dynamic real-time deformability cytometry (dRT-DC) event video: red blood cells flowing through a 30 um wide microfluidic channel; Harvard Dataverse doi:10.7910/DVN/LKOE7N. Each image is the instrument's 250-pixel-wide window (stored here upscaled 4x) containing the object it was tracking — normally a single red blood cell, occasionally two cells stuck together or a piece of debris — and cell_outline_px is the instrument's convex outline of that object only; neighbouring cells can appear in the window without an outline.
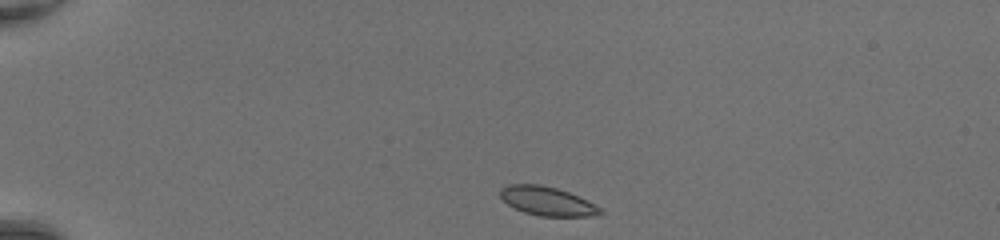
{"species": "common noctule bat (a hibernating species)", "species_latin": "Nyctalus noctula", "temperature_condition": "room temperature", "stored_images_in_passage": 38, "camera_frame_rate_fps": 3000, "um_per_image_px": 0.085, "animal": {"sex": "female", "body_mass_g": 20.0, "forearm_length_mm": 54.0}, "frame": {"image": 1, "passage_image": 1, "time_ms": 0.0, "image_size_px": [1000, 240], "cell_outline_px": [[604, 212], [588, 216], [540, 216], [524, 212], [508, 204], [500, 196], [500, 188], [508, 184], [540, 184], [556, 188], [568, 192], [588, 200], [596, 204]], "centroid_in_image_um": [46.51, 17.08], "position_along_channel_um": 38.5, "area_um2": 16.7}}
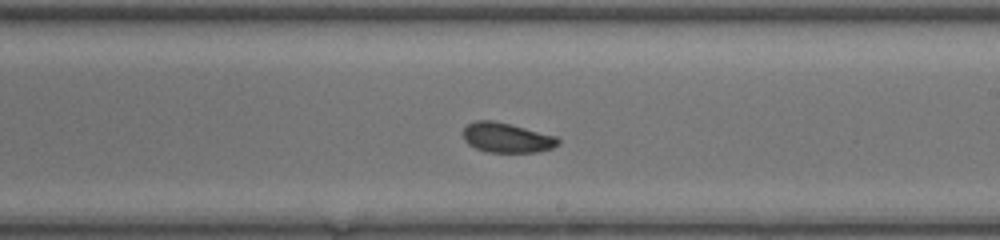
{"frame": {"image": 2, "passage_image": 20, "time_ms": 6.333, "image_size_px": [1000, 240], "cell_outline_px": [[560, 144], [552, 148], [536, 152], [488, 152], [476, 148], [468, 144], [464, 140], [464, 128], [468, 124], [476, 120], [496, 120], [512, 124], [556, 136], [560, 140]], "centroid_in_image_um": [43.09, 11.69], "position_along_channel_um": 245.9, "area_um2": 16.59}}
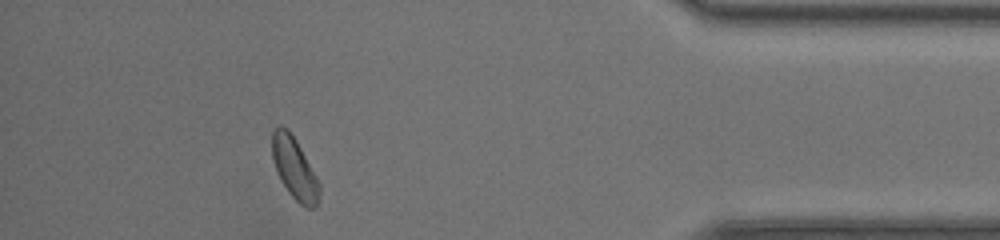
{"frame": {"image": 3, "passage_image": 34, "time_ms": 11.0, "image_size_px": [1000, 240], "cell_outline_px": [[320, 192], [316, 208], [308, 208], [300, 204], [288, 192], [280, 180], [272, 160], [272, 132], [280, 124], [288, 128], [296, 140], [316, 176], [320, 184]], "centroid_in_image_um": [25.02, 14.31], "position_along_channel_um": 410.2, "area_um2": 16.99}, "authors_computed_cell_mechanics": {"area_um2": 16.7909, "velocity_mm_per_s": 4.3142, "shape_relaxation_time_tau1_ms": 3.3291, "shape_relaxation_time_tau2_ms": 1.2785, "deformation_change_tau1": 0.1212, "deformation_change_tau2": 0.0579}}